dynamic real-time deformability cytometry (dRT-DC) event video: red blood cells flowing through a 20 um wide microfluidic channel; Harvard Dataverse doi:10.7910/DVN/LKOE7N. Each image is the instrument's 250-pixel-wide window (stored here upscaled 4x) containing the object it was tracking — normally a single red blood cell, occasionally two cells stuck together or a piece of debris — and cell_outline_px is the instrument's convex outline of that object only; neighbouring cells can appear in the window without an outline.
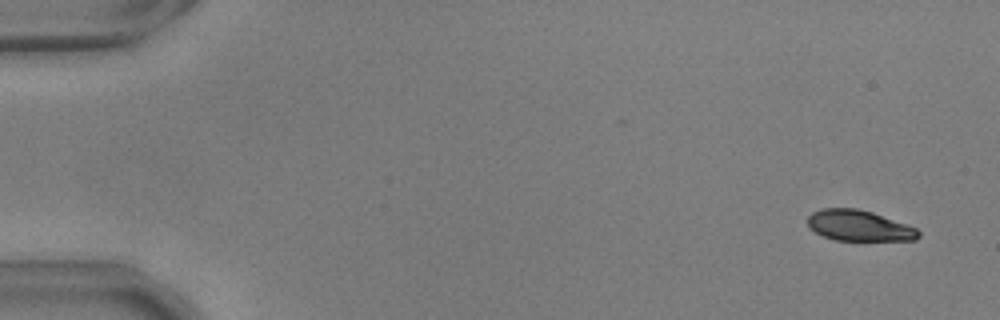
{"species": "common noctule bat (a hibernating species)", "species_latin": "Nyctalus noctula", "temperature_condition": "warm", "stored_images_in_passage": 5, "camera_frame_rate_fps": 3000, "um_per_image_px": 0.085, "animal": {"sex": "male", "body_mass_g": 17.9, "forearm_length_mm": 54.2}, "frame": {"image": 1, "passage_image": 2, "time_ms": 0.333, "image_size_px": [1000, 320], "cell_outline_px": [[920, 236], [916, 240], [836, 240], [824, 236], [816, 232], [808, 224], [808, 216], [812, 212], [824, 208], [856, 208], [872, 212], [916, 228], [920, 232]], "centroid_in_image_um": [73.03, 19.18], "position_along_channel_um": 12.0, "area_um2": 19.59}}